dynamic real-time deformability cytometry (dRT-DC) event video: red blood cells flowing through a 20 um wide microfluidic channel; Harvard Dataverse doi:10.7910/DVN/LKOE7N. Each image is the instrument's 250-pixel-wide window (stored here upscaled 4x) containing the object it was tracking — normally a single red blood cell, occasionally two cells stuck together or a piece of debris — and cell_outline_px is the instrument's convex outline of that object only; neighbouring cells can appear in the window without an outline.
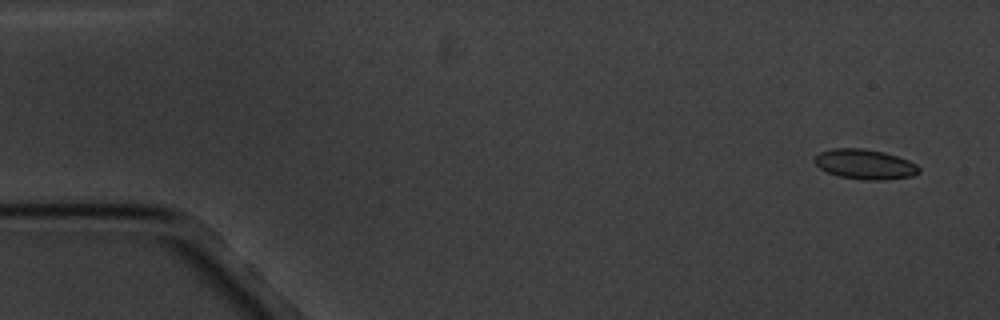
{"species": "common noctule bat (a hibernating species)", "species_latin": "Nyctalus noctula", "temperature_condition": "cold", "stored_images_in_passage": 5, "camera_frame_rate_fps": 3000, "um_per_image_px": 0.085, "animal": {"sex": "male", "body_mass_g": 20.1, "forearm_length_mm": 53.5}, "frame": {"image": 1, "passage_image": 1, "time_ms": 0.0, "image_size_px": [1000, 320], "cell_outline_px": [[920, 172], [912, 176], [888, 180], [864, 180], [840, 176], [828, 172], [820, 168], [812, 160], [820, 152], [832, 148], [860, 148], [884, 152], [908, 160], [916, 164], [920, 168]], "centroid_in_image_um": [73.53, 13.96], "position_along_channel_um": 11.5, "area_um2": 18.21}}
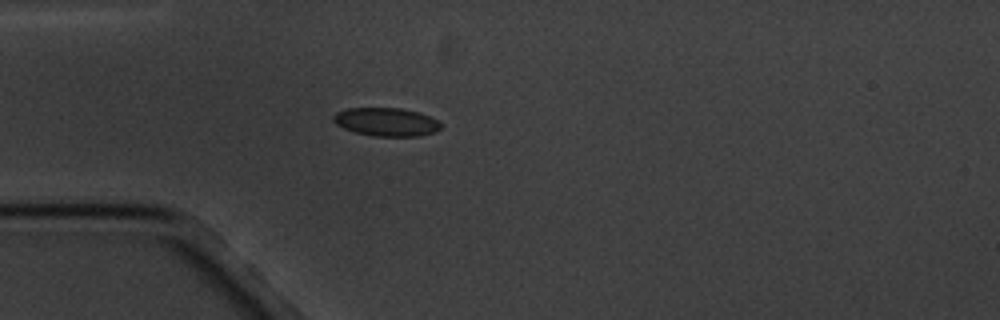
{"frame": {"image": 2, "passage_image": 4, "time_ms": 4.333, "image_size_px": [1000, 320], "cell_outline_px": [[440, 128], [436, 132], [420, 136], [376, 136], [356, 132], [344, 128], [336, 124], [332, 120], [332, 116], [336, 112], [348, 108], [400, 108], [420, 112], [436, 120], [440, 124]], "centroid_in_image_um": [32.82, 10.36], "position_along_channel_um": 52.2, "area_um2": 17.69}}